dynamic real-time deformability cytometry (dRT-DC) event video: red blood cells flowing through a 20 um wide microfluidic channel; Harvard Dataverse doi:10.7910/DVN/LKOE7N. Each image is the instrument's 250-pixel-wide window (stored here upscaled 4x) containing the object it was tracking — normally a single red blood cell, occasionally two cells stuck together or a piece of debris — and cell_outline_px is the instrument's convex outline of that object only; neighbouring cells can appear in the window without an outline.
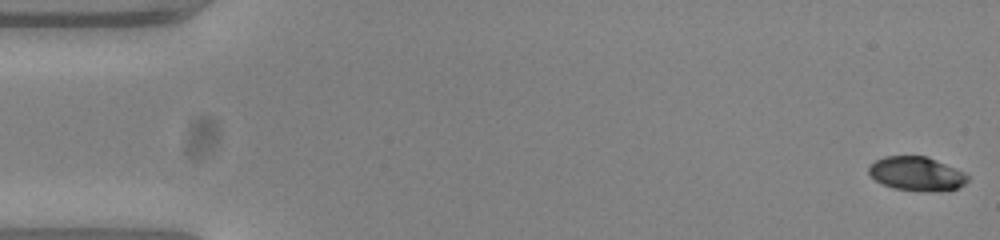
{"species": "common noctule bat (a hibernating species)", "species_latin": "Nyctalus noctula", "temperature_condition": "warm", "stored_images_in_passage": 54, "camera_frame_rate_fps": 3000, "um_per_image_px": 0.085, "animal": {"sex": "female", "body_mass_g": 23.0, "forearm_length_mm": 53.4}, "frame": {"image": 1, "passage_image": 1, "time_ms": 0.0, "image_size_px": [1000, 240], "cell_outline_px": [[968, 180], [964, 184], [956, 188], [928, 192], [924, 192], [892, 188], [876, 180], [868, 172], [868, 168], [876, 160], [884, 156], [928, 156], [964, 172], [968, 176]], "centroid_in_image_um": [77.91, 14.76], "position_along_channel_um": 7.1, "area_um2": 19.48}}
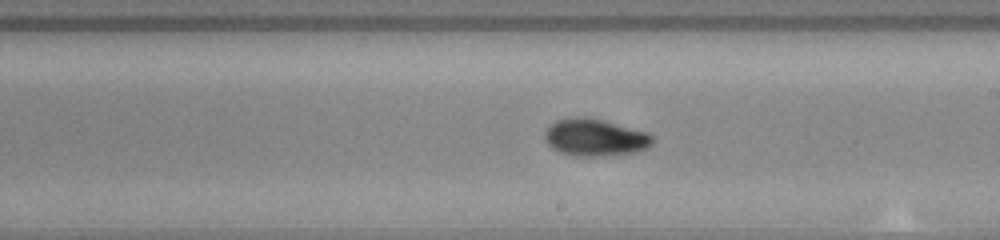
{"frame": {"image": 2, "passage_image": 31, "time_ms": 10.0, "image_size_px": [1000, 240], "cell_outline_px": [[652, 144], [648, 148], [640, 152], [616, 156], [576, 156], [560, 152], [552, 148], [544, 140], [544, 132], [556, 120], [576, 116], [584, 116], [648, 132], [652, 136]], "centroid_in_image_um": [50.59, 11.71], "position_along_channel_um": 238.4, "area_um2": 23.58}}
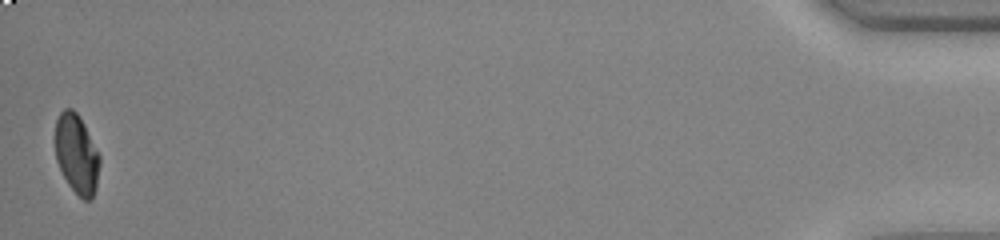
{"frame": {"image": 3, "passage_image": 54, "time_ms": 17.667, "image_size_px": [1000, 240], "cell_outline_px": [[100, 164], [96, 188], [92, 196], [88, 200], [84, 200], [68, 184], [56, 160], [56, 120], [60, 112], [64, 108], [72, 108], [80, 116], [100, 156]], "centroid_in_image_um": [6.52, 13.06], "position_along_channel_um": 428.7, "area_um2": 20.35}, "authors_computed_cell_mechanics": {"area_um2": 21.6172, "velocity_mm_per_s": 3.7721, "shape_relaxation_time_tau1_ms": 5.5446, "shape_relaxation_time_tau2_ms": 2.7865, "deformation_change_tau1": 0.1976, "deformation_change_tau2": 0.0407}}